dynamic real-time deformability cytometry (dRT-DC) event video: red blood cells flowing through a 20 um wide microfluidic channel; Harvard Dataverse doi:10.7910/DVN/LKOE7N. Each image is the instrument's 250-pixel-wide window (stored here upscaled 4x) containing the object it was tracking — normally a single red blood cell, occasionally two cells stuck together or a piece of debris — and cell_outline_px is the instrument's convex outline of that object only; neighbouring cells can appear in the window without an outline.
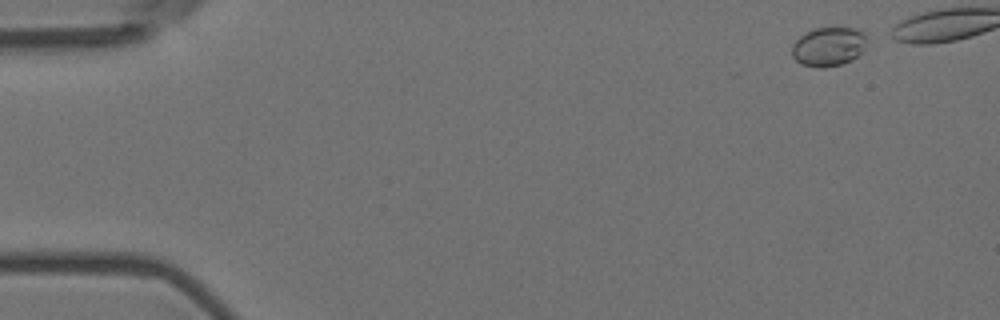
{"species": "Egyptian fruit bat (a non-hibernating species)", "species_latin": "Rousettus aegyptiacus", "temperature_condition": "room temperature", "stored_images_in_passage": 10, "camera_frame_rate_fps": 3000, "um_per_image_px": 0.085, "animal": {"sex": "female"}, "frame": {"image": 1, "passage_image": 2, "time_ms": 0.333, "image_size_px": [1000, 320], "cell_outline_px": [[864, 48], [852, 60], [840, 64], [824, 68], [816, 68], [800, 64], [792, 56], [792, 44], [804, 32], [816, 28], [852, 28], [864, 32]], "centroid_in_image_um": [70.36, 3.97], "position_along_channel_um": 14.6, "area_um2": 16.94}}